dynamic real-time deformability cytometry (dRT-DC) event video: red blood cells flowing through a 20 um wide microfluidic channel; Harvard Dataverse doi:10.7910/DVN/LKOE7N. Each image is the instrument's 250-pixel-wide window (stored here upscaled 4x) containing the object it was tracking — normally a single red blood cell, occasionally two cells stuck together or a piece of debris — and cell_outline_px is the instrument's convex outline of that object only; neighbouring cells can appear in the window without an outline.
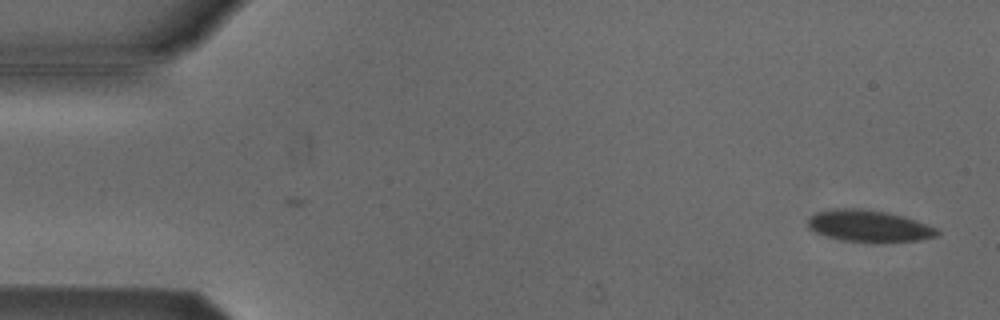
{"species": "Egyptian fruit bat (a non-hibernating species)", "species_latin": "Rousettus aegyptiacus", "temperature_condition": "cold", "stored_images_in_passage": 52, "camera_frame_rate_fps": 3000, "um_per_image_px": 0.085, "animal": {"sex": "male"}, "frame": {"image": 1, "passage_image": 1, "time_ms": 0.0, "image_size_px": [1000, 320], "cell_outline_px": [[940, 232], [936, 236], [920, 240], [880, 244], [872, 244], [840, 240], [824, 236], [808, 228], [808, 220], [816, 212], [832, 208], [864, 208], [884, 212], [900, 216], [936, 228]], "centroid_in_image_um": [73.81, 19.25], "position_along_channel_um": 11.2, "area_um2": 24.28}}
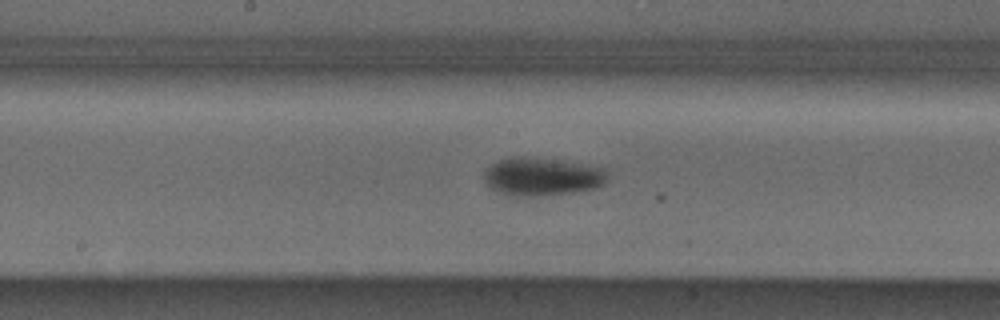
{"frame": {"image": 2, "passage_image": 26, "time_ms": 8.333, "image_size_px": [1000, 320], "cell_outline_px": [[608, 180], [604, 184], [592, 188], [572, 192], [520, 196], [516, 196], [492, 188], [484, 180], [484, 168], [500, 160], [512, 156], [516, 156], [552, 160], [608, 168]], "centroid_in_image_um": [46.09, 14.99], "position_along_channel_um": 202.1, "area_um2": 26.7}}
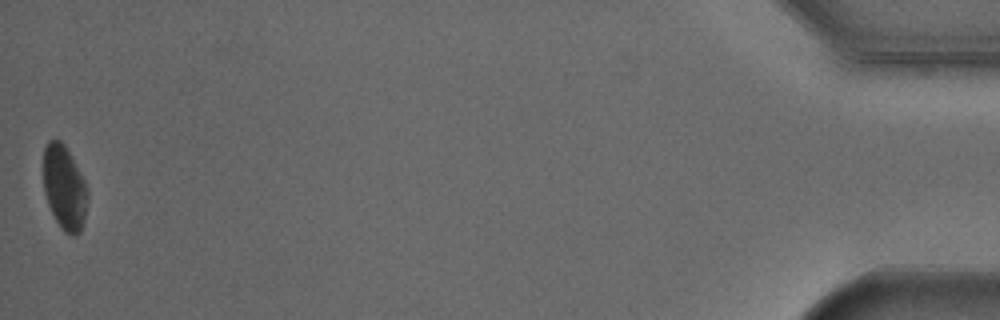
{"frame": {"image": 3, "passage_image": 52, "time_ms": 17.0, "image_size_px": [1000, 320], "cell_outline_px": [[88, 200], [84, 220], [80, 232], [76, 236], [72, 236], [64, 232], [60, 228], [48, 204], [44, 192], [44, 148], [48, 140], [60, 140], [64, 144], [84, 180], [88, 188]], "centroid_in_image_um": [5.48, 15.99], "position_along_channel_um": 429.7, "area_um2": 21.68}, "authors_computed_cell_mechanics": {"area_um2": 24.5939, "velocity_mm_per_s": 3.7889, "shape_relaxation_time_tau1_ms": 2.9933, "shape_relaxation_time_tau2_ms": null, "deformation_change_tau1": 0.0781, "deformation_change_tau2": null}}